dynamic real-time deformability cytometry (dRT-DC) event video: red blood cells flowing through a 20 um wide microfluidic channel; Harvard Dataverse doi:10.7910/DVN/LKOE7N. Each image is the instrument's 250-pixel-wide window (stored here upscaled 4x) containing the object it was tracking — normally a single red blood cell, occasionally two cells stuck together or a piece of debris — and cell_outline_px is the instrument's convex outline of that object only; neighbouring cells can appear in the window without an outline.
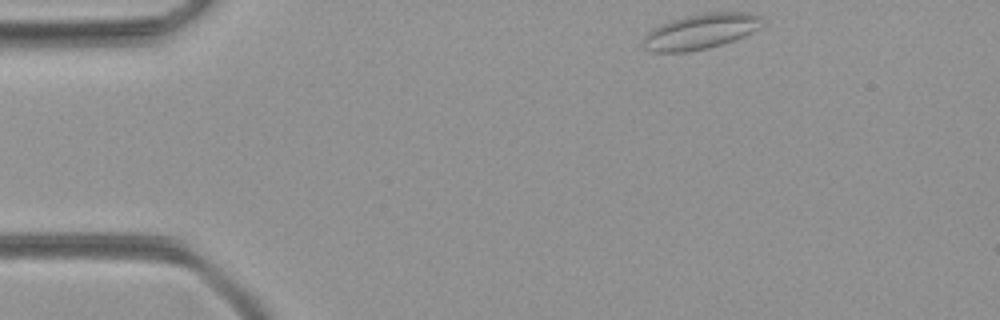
{"species": "common noctule bat (a hibernating species)", "species_latin": "Nyctalus noctula", "temperature_condition": "room temperature", "stored_images_in_passage": 44, "camera_frame_rate_fps": 3000, "um_per_image_px": 0.085, "animal": {"sex": "female", "body_mass_g": 21.9}, "frame": {"image": 1, "passage_image": 1, "time_ms": 0.0, "image_size_px": [1000, 320], "cell_outline_px": [[760, 28], [744, 36], [708, 48], [688, 52], [652, 52], [644, 48], [644, 36], [652, 28], [660, 24], [684, 16], [704, 12], [752, 12], [760, 16]], "centroid_in_image_um": [59.53, 2.66], "position_along_channel_um": 25.5, "area_um2": 24.45}}
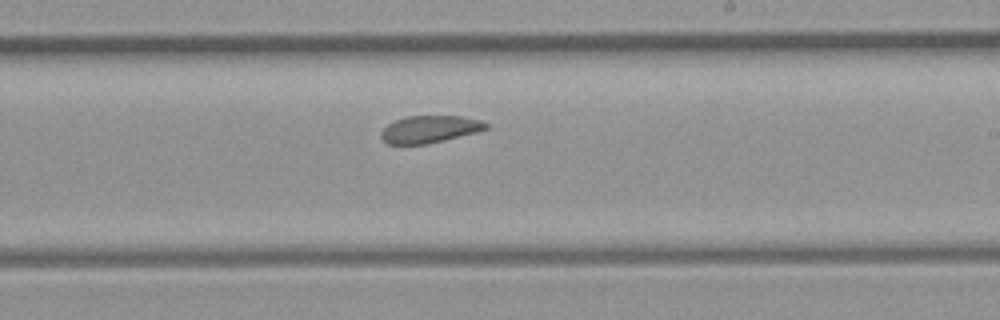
{"frame": {"image": 2, "passage_image": 23, "time_ms": 7.333, "image_size_px": [1000, 320], "cell_outline_px": [[488, 128], [476, 132], [444, 140], [424, 144], [388, 144], [380, 136], [380, 132], [388, 124], [396, 120], [408, 116], [464, 116], [480, 120], [488, 124]], "centroid_in_image_um": [36.52, 10.98], "position_along_channel_um": 252.5, "area_um2": 16.47}}
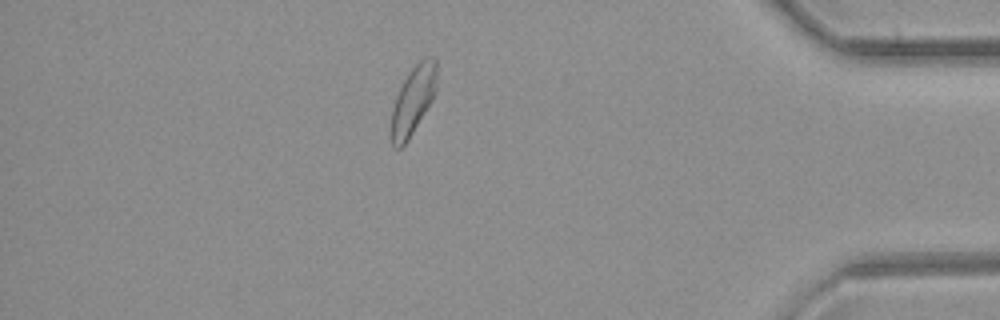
{"frame": {"image": 3, "passage_image": 37, "time_ms": 12.0, "image_size_px": [1000, 320], "cell_outline_px": [[436, 92], [432, 100], [408, 140], [400, 148], [392, 148], [392, 108], [396, 96], [408, 72], [424, 56], [436, 56]], "centroid_in_image_um": [35.13, 8.48], "position_along_channel_um": 400.1, "area_um2": 17.98}}